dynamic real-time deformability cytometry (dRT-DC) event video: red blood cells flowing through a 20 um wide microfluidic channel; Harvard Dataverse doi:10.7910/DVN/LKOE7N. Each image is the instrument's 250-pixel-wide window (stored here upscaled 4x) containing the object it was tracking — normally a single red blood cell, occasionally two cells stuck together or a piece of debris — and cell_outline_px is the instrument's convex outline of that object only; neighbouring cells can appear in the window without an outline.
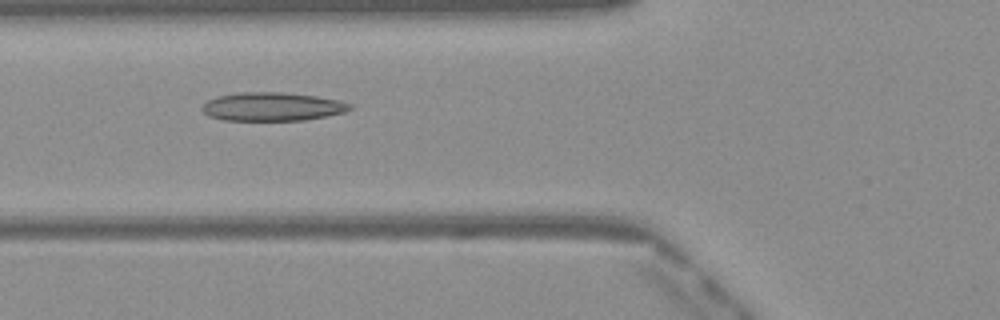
{"species": "Egyptian fruit bat (a non-hibernating species)", "species_latin": "Rousettus aegyptiacus", "temperature_condition": "warm", "stored_images_in_passage": 50, "camera_frame_rate_fps": 3000, "um_per_image_px": 0.085, "frame": {"image": 1, "passage_image": 19, "time_ms": 6.0, "image_size_px": [1000, 320], "cell_outline_px": [[352, 108], [344, 112], [328, 116], [304, 120], [224, 120], [208, 116], [200, 108], [208, 100], [216, 96], [240, 92], [280, 92], [316, 96], [336, 100], [352, 104]], "centroid_in_image_um": [23.12, 9.06], "position_along_channel_um": 102.7, "area_um2": 24.51}}
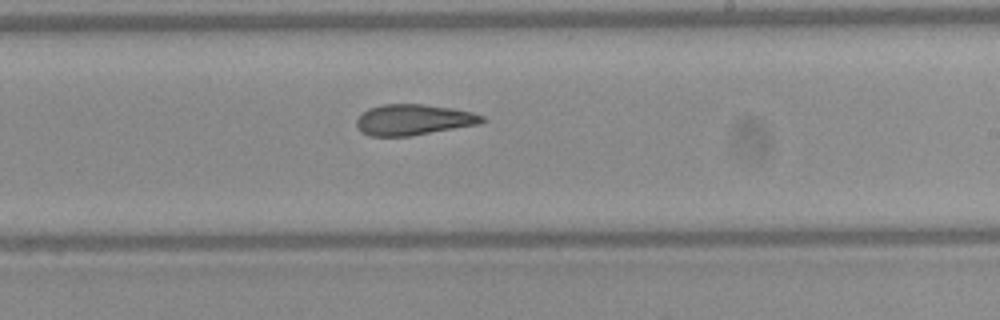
{"frame": {"image": 2, "passage_image": 30, "time_ms": 9.667, "image_size_px": [1000, 320], "cell_outline_px": [[484, 120], [480, 124], [408, 136], [368, 136], [360, 132], [356, 124], [356, 120], [368, 108], [384, 104], [420, 104], [452, 108], [472, 112], [484, 116]], "centroid_in_image_um": [35.12, 10.18], "position_along_channel_um": 253.9, "area_um2": 22.43}}
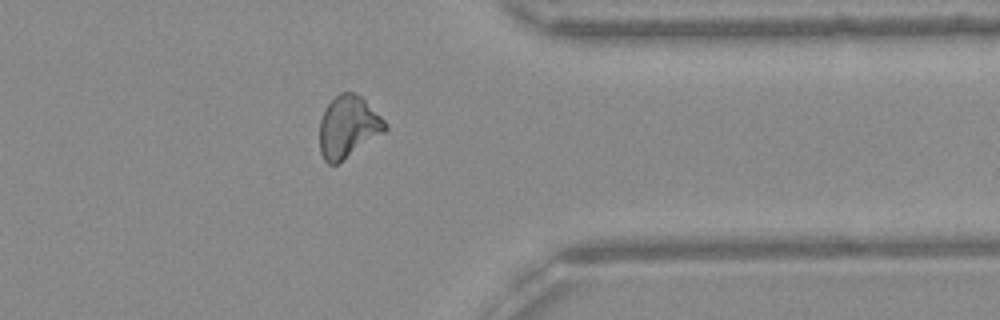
{"frame": {"image": 3, "passage_image": 40, "time_ms": 13.0, "image_size_px": [1000, 320], "cell_outline_px": [[388, 128], [384, 132], [336, 164], [328, 164], [324, 160], [320, 152], [320, 120], [328, 104], [340, 92], [352, 92], [360, 96], [388, 124]], "centroid_in_image_um": [29.58, 10.78], "position_along_channel_um": 381.8, "area_um2": 23.12}, "authors_computed_cell_mechanics": {"area_um2": 23.5824, "velocity_mm_per_s": 4.1099, "shape_relaxation_time_tau1_ms": null, "shape_relaxation_time_tau2_ms": 4.3448, "deformation_change_tau1": null, "deformation_change_tau2": 0.1383}}